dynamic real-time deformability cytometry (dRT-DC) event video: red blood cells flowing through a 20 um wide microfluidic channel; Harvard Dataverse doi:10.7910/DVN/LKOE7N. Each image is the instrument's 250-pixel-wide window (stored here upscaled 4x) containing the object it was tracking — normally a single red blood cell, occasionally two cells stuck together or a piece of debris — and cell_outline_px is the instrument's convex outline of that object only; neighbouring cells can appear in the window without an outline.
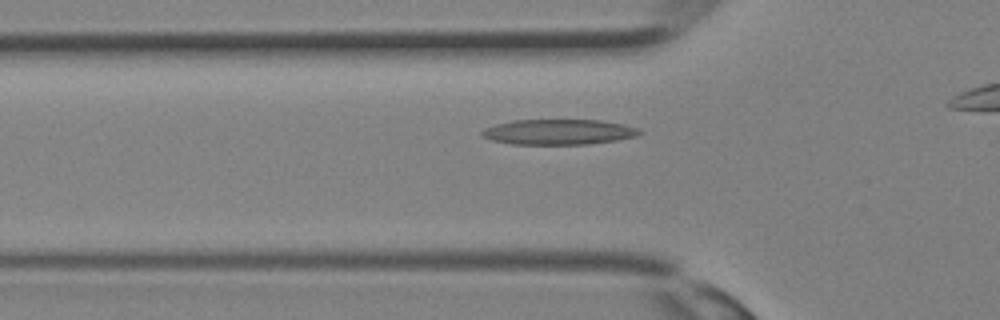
{"species": "Egyptian fruit bat (a non-hibernating species)", "species_latin": "Rousettus aegyptiacus", "temperature_condition": "room temperature", "stored_images_in_passage": 8, "segment_of_instrument_passage": [1, 2], "camera_frame_rate_fps": 3000, "um_per_image_px": 0.085, "animal": {"sex": "female"}, "frame": {"image": 1, "passage_image": 6, "time_ms": 1.667, "image_size_px": [1000, 320], "cell_outline_px": [[640, 132], [636, 136], [616, 140], [588, 144], [512, 144], [492, 140], [480, 136], [480, 132], [484, 128], [496, 124], [512, 120], [600, 120], [624, 124], [640, 128]], "centroid_in_image_um": [47.45, 11.21], "position_along_channel_um": 78.3, "area_um2": 23.29}}